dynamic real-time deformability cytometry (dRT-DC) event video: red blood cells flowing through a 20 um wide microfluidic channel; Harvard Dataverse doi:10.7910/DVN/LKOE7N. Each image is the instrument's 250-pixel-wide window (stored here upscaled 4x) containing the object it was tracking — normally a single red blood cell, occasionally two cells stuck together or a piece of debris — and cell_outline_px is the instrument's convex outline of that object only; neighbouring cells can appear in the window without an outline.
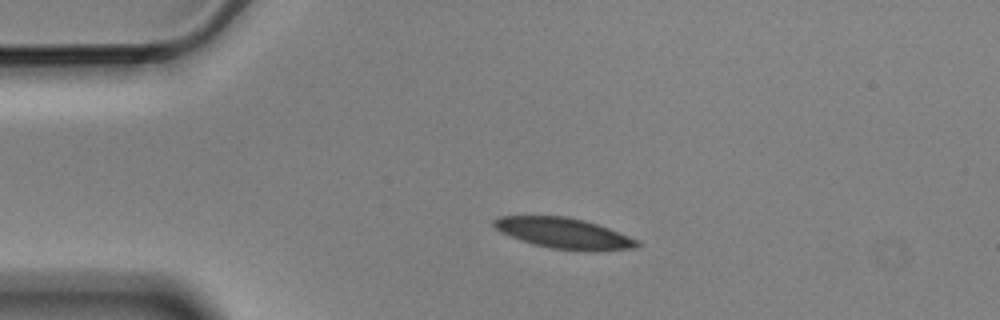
{"species": "Egyptian fruit bat (a non-hibernating species)", "species_latin": "Rousettus aegyptiacus", "temperature_condition": "cold", "stored_images_in_passage": 4, "camera_frame_rate_fps": 3000, "um_per_image_px": 0.085, "animal": {"sex": "male"}, "frame": {"image": 1, "passage_image": 3, "time_ms": 0.667, "image_size_px": [1000, 320], "cell_outline_px": [[640, 244], [636, 248], [592, 252], [588, 252], [548, 248], [520, 240], [500, 232], [492, 224], [492, 220], [500, 216], [568, 216], [584, 220], [608, 228], [628, 236], [636, 240]], "centroid_in_image_um": [47.91, 19.84], "position_along_channel_um": 37.1, "area_um2": 25.72}}
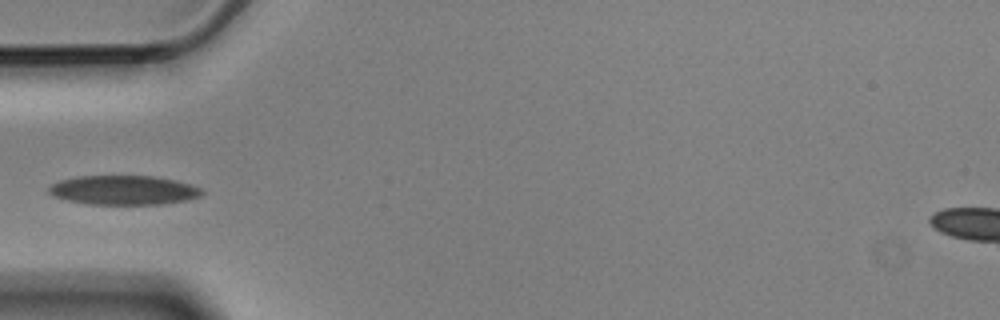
{"frame": {"image": 2, "passage_image": 4, "time_ms": 1.0, "image_size_px": [1000, 320], "cell_outline_px": [[204, 192], [200, 196], [188, 200], [160, 204], [88, 204], [68, 200], [52, 196], [48, 192], [48, 188], [52, 184], [60, 180], [76, 176], [156, 176], [176, 180], [192, 184], [200, 188]], "centroid_in_image_um": [10.52, 16.15], "position_along_channel_um": 74.5, "area_um2": 26.24}}